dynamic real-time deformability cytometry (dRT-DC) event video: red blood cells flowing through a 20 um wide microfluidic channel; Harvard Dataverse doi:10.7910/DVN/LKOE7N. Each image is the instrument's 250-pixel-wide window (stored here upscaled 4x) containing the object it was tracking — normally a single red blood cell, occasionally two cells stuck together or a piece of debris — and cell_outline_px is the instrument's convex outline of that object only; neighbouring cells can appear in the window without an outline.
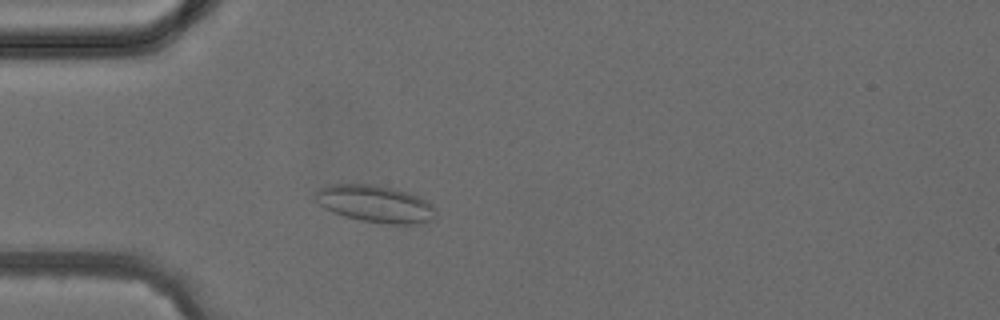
{"species": "common noctule bat (a hibernating species)", "species_latin": "Nyctalus noctula", "temperature_condition": "cold", "stored_images_in_passage": 3, "camera_frame_rate_fps": 3000, "um_per_image_px": 0.085, "animal": {"sex": "female", "body_mass_g": 24.6, "forearm_length_mm": 56.2}, "frame": {"image": 1, "passage_image": 3, "time_ms": 2.333, "image_size_px": [1000, 320], "cell_outline_px": [[436, 216], [432, 220], [412, 224], [388, 224], [360, 220], [344, 216], [332, 212], [324, 208], [316, 200], [316, 192], [320, 188], [332, 184], [376, 184], [412, 192], [428, 200], [436, 208]], "centroid_in_image_um": [31.96, 17.32], "position_along_channel_um": 53.0, "area_um2": 26.36}}